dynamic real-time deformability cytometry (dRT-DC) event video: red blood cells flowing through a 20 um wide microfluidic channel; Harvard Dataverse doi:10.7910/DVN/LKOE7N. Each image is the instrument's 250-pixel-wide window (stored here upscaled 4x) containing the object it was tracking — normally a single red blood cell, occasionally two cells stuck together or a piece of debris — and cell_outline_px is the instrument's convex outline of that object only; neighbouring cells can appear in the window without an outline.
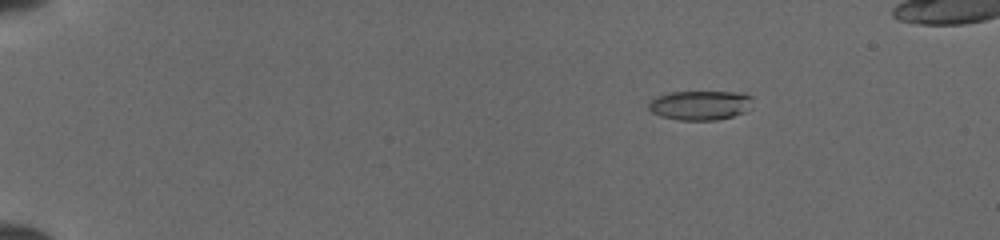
{"species": "common noctule bat (a hibernating species)", "species_latin": "Nyctalus noctula", "temperature_condition": "cold", "stored_images_in_passage": 25, "camera_frame_rate_fps": 3000, "um_per_image_px": 0.085, "animal": {"sex": "female", "body_mass_g": 19.5, "forearm_length_mm": 54.1}, "frame": {"image": 1, "passage_image": 11, "time_ms": 2.333, "image_size_px": [1000, 240], "cell_outline_px": [[752, 96], [744, 112], [732, 116], [716, 120], [680, 120], [660, 116], [652, 112], [648, 108], [648, 104], [656, 96], [668, 92], [744, 92]], "centroid_in_image_um": [59.46, 8.94], "position_along_channel_um": 25.5, "area_um2": 17.69}}